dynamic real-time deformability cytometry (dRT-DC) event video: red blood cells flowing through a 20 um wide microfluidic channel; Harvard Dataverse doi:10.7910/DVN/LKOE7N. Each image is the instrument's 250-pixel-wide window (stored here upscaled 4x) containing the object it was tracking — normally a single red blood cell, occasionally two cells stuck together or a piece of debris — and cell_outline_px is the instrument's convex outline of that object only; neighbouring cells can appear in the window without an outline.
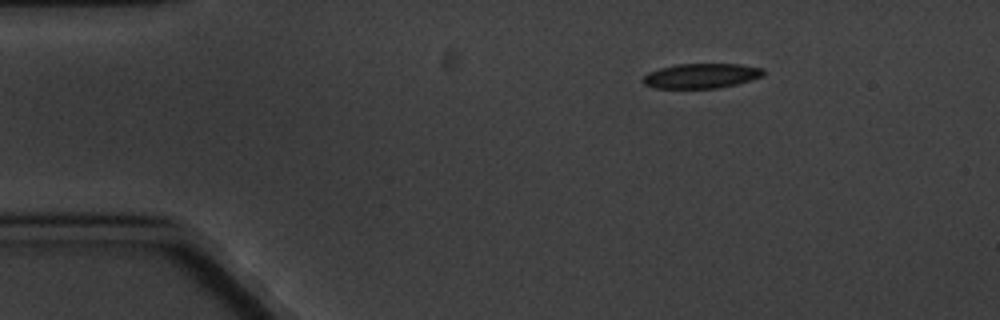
{"species": "common noctule bat (a hibernating species)", "species_latin": "Nyctalus noctula", "temperature_condition": "cold", "stored_images_in_passage": 3, "camera_frame_rate_fps": 3000, "um_per_image_px": 0.085, "animal": {"sex": "male", "body_mass_g": 20.1, "forearm_length_mm": 53.5}, "frame": {"image": 1, "passage_image": 1, "time_ms": 0.0, "image_size_px": [1000, 320], "cell_outline_px": [[764, 76], [736, 84], [716, 88], [656, 88], [644, 84], [640, 80], [648, 72], [660, 68], [676, 64], [740, 64], [764, 68]], "centroid_in_image_um": [59.6, 6.44], "position_along_channel_um": 25.4, "area_um2": 17.46}}